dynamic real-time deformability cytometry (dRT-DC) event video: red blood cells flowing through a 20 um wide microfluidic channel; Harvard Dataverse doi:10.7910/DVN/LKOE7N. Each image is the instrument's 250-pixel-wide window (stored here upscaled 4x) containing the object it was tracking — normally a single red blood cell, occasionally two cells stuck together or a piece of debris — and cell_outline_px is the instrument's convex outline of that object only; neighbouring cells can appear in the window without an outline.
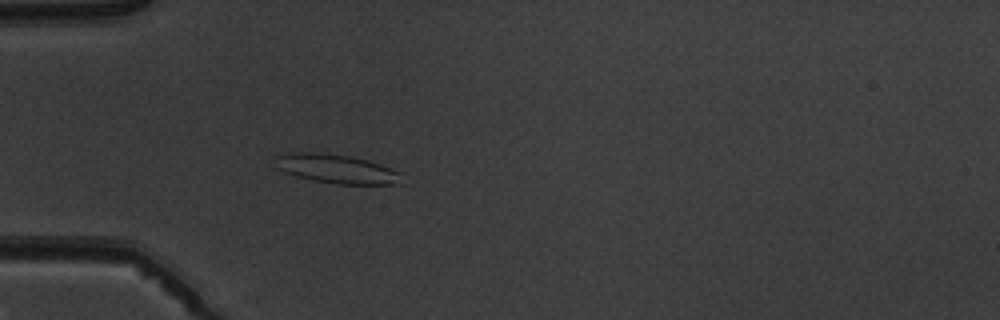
{"species": "common noctule bat (a hibernating species)", "species_latin": "Nyctalus noctula", "temperature_condition": "warm", "stored_images_in_passage": 4, "camera_frame_rate_fps": 3000, "um_per_image_px": 0.085, "animal": {"sex": "male", "body_mass_g": 19.5, "forearm_length_mm": 54.6}, "frame": {"image": 1, "passage_image": 4, "time_ms": 3.667, "image_size_px": [1000, 320], "cell_outline_px": [[400, 184], [336, 184], [312, 180], [296, 176], [284, 172], [276, 168], [276, 156], [288, 152], [312, 152], [348, 156], [368, 160], [380, 164], [400, 172]], "centroid_in_image_um": [28.56, 14.35], "position_along_channel_um": 56.4, "area_um2": 21.21}}